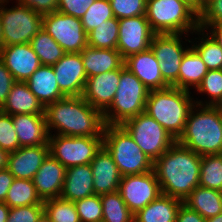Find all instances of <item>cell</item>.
<instances>
[{
  "label": "cell",
  "mask_w": 222,
  "mask_h": 222,
  "mask_svg": "<svg viewBox=\"0 0 222 222\" xmlns=\"http://www.w3.org/2000/svg\"><path fill=\"white\" fill-rule=\"evenodd\" d=\"M10 207L5 202H0V222H7Z\"/></svg>",
  "instance_id": "cell-50"
},
{
  "label": "cell",
  "mask_w": 222,
  "mask_h": 222,
  "mask_svg": "<svg viewBox=\"0 0 222 222\" xmlns=\"http://www.w3.org/2000/svg\"><path fill=\"white\" fill-rule=\"evenodd\" d=\"M66 53H80L88 46V35L81 20L61 12L43 15V27Z\"/></svg>",
  "instance_id": "cell-12"
},
{
  "label": "cell",
  "mask_w": 222,
  "mask_h": 222,
  "mask_svg": "<svg viewBox=\"0 0 222 222\" xmlns=\"http://www.w3.org/2000/svg\"><path fill=\"white\" fill-rule=\"evenodd\" d=\"M121 126L153 162L176 142L173 136L146 112L126 120Z\"/></svg>",
  "instance_id": "cell-9"
},
{
  "label": "cell",
  "mask_w": 222,
  "mask_h": 222,
  "mask_svg": "<svg viewBox=\"0 0 222 222\" xmlns=\"http://www.w3.org/2000/svg\"><path fill=\"white\" fill-rule=\"evenodd\" d=\"M96 195L118 191L121 174L112 155L102 146L90 163Z\"/></svg>",
  "instance_id": "cell-20"
},
{
  "label": "cell",
  "mask_w": 222,
  "mask_h": 222,
  "mask_svg": "<svg viewBox=\"0 0 222 222\" xmlns=\"http://www.w3.org/2000/svg\"><path fill=\"white\" fill-rule=\"evenodd\" d=\"M37 222H52L50 217L44 211L41 216L38 218Z\"/></svg>",
  "instance_id": "cell-54"
},
{
  "label": "cell",
  "mask_w": 222,
  "mask_h": 222,
  "mask_svg": "<svg viewBox=\"0 0 222 222\" xmlns=\"http://www.w3.org/2000/svg\"><path fill=\"white\" fill-rule=\"evenodd\" d=\"M49 135L103 136V113L92 107L82 96L64 97L44 109ZM57 129V130H56Z\"/></svg>",
  "instance_id": "cell-2"
},
{
  "label": "cell",
  "mask_w": 222,
  "mask_h": 222,
  "mask_svg": "<svg viewBox=\"0 0 222 222\" xmlns=\"http://www.w3.org/2000/svg\"><path fill=\"white\" fill-rule=\"evenodd\" d=\"M80 53L87 78L119 69L125 62L117 49H99L87 46Z\"/></svg>",
  "instance_id": "cell-25"
},
{
  "label": "cell",
  "mask_w": 222,
  "mask_h": 222,
  "mask_svg": "<svg viewBox=\"0 0 222 222\" xmlns=\"http://www.w3.org/2000/svg\"><path fill=\"white\" fill-rule=\"evenodd\" d=\"M194 33L198 36L201 35V37L199 36L198 38H195L196 40L190 39L191 46L200 55L207 69H222V48L207 32L205 33L204 29L198 28Z\"/></svg>",
  "instance_id": "cell-30"
},
{
  "label": "cell",
  "mask_w": 222,
  "mask_h": 222,
  "mask_svg": "<svg viewBox=\"0 0 222 222\" xmlns=\"http://www.w3.org/2000/svg\"><path fill=\"white\" fill-rule=\"evenodd\" d=\"M206 222H222V212L214 217L206 219Z\"/></svg>",
  "instance_id": "cell-53"
},
{
  "label": "cell",
  "mask_w": 222,
  "mask_h": 222,
  "mask_svg": "<svg viewBox=\"0 0 222 222\" xmlns=\"http://www.w3.org/2000/svg\"><path fill=\"white\" fill-rule=\"evenodd\" d=\"M146 18L155 34L183 33L199 28V11L191 0H147Z\"/></svg>",
  "instance_id": "cell-5"
},
{
  "label": "cell",
  "mask_w": 222,
  "mask_h": 222,
  "mask_svg": "<svg viewBox=\"0 0 222 222\" xmlns=\"http://www.w3.org/2000/svg\"><path fill=\"white\" fill-rule=\"evenodd\" d=\"M210 0H191L193 6L199 11Z\"/></svg>",
  "instance_id": "cell-52"
},
{
  "label": "cell",
  "mask_w": 222,
  "mask_h": 222,
  "mask_svg": "<svg viewBox=\"0 0 222 222\" xmlns=\"http://www.w3.org/2000/svg\"><path fill=\"white\" fill-rule=\"evenodd\" d=\"M175 222H206L198 212L189 209L185 204H182L178 210Z\"/></svg>",
  "instance_id": "cell-47"
},
{
  "label": "cell",
  "mask_w": 222,
  "mask_h": 222,
  "mask_svg": "<svg viewBox=\"0 0 222 222\" xmlns=\"http://www.w3.org/2000/svg\"><path fill=\"white\" fill-rule=\"evenodd\" d=\"M20 147L12 116L0 110V148L10 153Z\"/></svg>",
  "instance_id": "cell-41"
},
{
  "label": "cell",
  "mask_w": 222,
  "mask_h": 222,
  "mask_svg": "<svg viewBox=\"0 0 222 222\" xmlns=\"http://www.w3.org/2000/svg\"><path fill=\"white\" fill-rule=\"evenodd\" d=\"M102 222H134V214L128 209L119 191L101 195Z\"/></svg>",
  "instance_id": "cell-33"
},
{
  "label": "cell",
  "mask_w": 222,
  "mask_h": 222,
  "mask_svg": "<svg viewBox=\"0 0 222 222\" xmlns=\"http://www.w3.org/2000/svg\"><path fill=\"white\" fill-rule=\"evenodd\" d=\"M118 191L133 214H136L162 194L153 170L142 174L122 176Z\"/></svg>",
  "instance_id": "cell-13"
},
{
  "label": "cell",
  "mask_w": 222,
  "mask_h": 222,
  "mask_svg": "<svg viewBox=\"0 0 222 222\" xmlns=\"http://www.w3.org/2000/svg\"><path fill=\"white\" fill-rule=\"evenodd\" d=\"M44 107L30 91L26 82L16 81L0 110L6 114H45Z\"/></svg>",
  "instance_id": "cell-26"
},
{
  "label": "cell",
  "mask_w": 222,
  "mask_h": 222,
  "mask_svg": "<svg viewBox=\"0 0 222 222\" xmlns=\"http://www.w3.org/2000/svg\"><path fill=\"white\" fill-rule=\"evenodd\" d=\"M65 172L66 168L49 153L33 178L36 192L42 201L60 197Z\"/></svg>",
  "instance_id": "cell-19"
},
{
  "label": "cell",
  "mask_w": 222,
  "mask_h": 222,
  "mask_svg": "<svg viewBox=\"0 0 222 222\" xmlns=\"http://www.w3.org/2000/svg\"><path fill=\"white\" fill-rule=\"evenodd\" d=\"M124 64L149 91L170 87L164 81L160 72L159 62L150 48L144 52L129 56L125 59Z\"/></svg>",
  "instance_id": "cell-21"
},
{
  "label": "cell",
  "mask_w": 222,
  "mask_h": 222,
  "mask_svg": "<svg viewBox=\"0 0 222 222\" xmlns=\"http://www.w3.org/2000/svg\"><path fill=\"white\" fill-rule=\"evenodd\" d=\"M44 212V204L10 208L7 222H37Z\"/></svg>",
  "instance_id": "cell-42"
},
{
  "label": "cell",
  "mask_w": 222,
  "mask_h": 222,
  "mask_svg": "<svg viewBox=\"0 0 222 222\" xmlns=\"http://www.w3.org/2000/svg\"><path fill=\"white\" fill-rule=\"evenodd\" d=\"M183 33L154 34L150 49L159 62L160 72L164 81L170 86L178 88V74L183 55L191 46L189 39L182 41ZM189 43V46L183 42ZM184 46V47H183Z\"/></svg>",
  "instance_id": "cell-11"
},
{
  "label": "cell",
  "mask_w": 222,
  "mask_h": 222,
  "mask_svg": "<svg viewBox=\"0 0 222 222\" xmlns=\"http://www.w3.org/2000/svg\"><path fill=\"white\" fill-rule=\"evenodd\" d=\"M201 159L176 141L153 163L162 194L185 200L199 186Z\"/></svg>",
  "instance_id": "cell-1"
},
{
  "label": "cell",
  "mask_w": 222,
  "mask_h": 222,
  "mask_svg": "<svg viewBox=\"0 0 222 222\" xmlns=\"http://www.w3.org/2000/svg\"><path fill=\"white\" fill-rule=\"evenodd\" d=\"M14 179V176L7 168L0 170V202L5 201L9 187Z\"/></svg>",
  "instance_id": "cell-48"
},
{
  "label": "cell",
  "mask_w": 222,
  "mask_h": 222,
  "mask_svg": "<svg viewBox=\"0 0 222 222\" xmlns=\"http://www.w3.org/2000/svg\"><path fill=\"white\" fill-rule=\"evenodd\" d=\"M9 152L0 148V170L7 168Z\"/></svg>",
  "instance_id": "cell-51"
},
{
  "label": "cell",
  "mask_w": 222,
  "mask_h": 222,
  "mask_svg": "<svg viewBox=\"0 0 222 222\" xmlns=\"http://www.w3.org/2000/svg\"><path fill=\"white\" fill-rule=\"evenodd\" d=\"M195 90L197 94H208L209 99L207 101H198L196 98V100H194L195 104L201 106H222V69L208 70Z\"/></svg>",
  "instance_id": "cell-35"
},
{
  "label": "cell",
  "mask_w": 222,
  "mask_h": 222,
  "mask_svg": "<svg viewBox=\"0 0 222 222\" xmlns=\"http://www.w3.org/2000/svg\"><path fill=\"white\" fill-rule=\"evenodd\" d=\"M222 22V0H210L199 10V24Z\"/></svg>",
  "instance_id": "cell-43"
},
{
  "label": "cell",
  "mask_w": 222,
  "mask_h": 222,
  "mask_svg": "<svg viewBox=\"0 0 222 222\" xmlns=\"http://www.w3.org/2000/svg\"><path fill=\"white\" fill-rule=\"evenodd\" d=\"M26 83L44 108L66 97L60 91L52 66L41 65Z\"/></svg>",
  "instance_id": "cell-24"
},
{
  "label": "cell",
  "mask_w": 222,
  "mask_h": 222,
  "mask_svg": "<svg viewBox=\"0 0 222 222\" xmlns=\"http://www.w3.org/2000/svg\"><path fill=\"white\" fill-rule=\"evenodd\" d=\"M92 195L95 193L91 165L67 168L60 198L75 202Z\"/></svg>",
  "instance_id": "cell-23"
},
{
  "label": "cell",
  "mask_w": 222,
  "mask_h": 222,
  "mask_svg": "<svg viewBox=\"0 0 222 222\" xmlns=\"http://www.w3.org/2000/svg\"><path fill=\"white\" fill-rule=\"evenodd\" d=\"M149 92L124 64L120 68V81L112 104L103 113L105 125H121L126 120L145 112Z\"/></svg>",
  "instance_id": "cell-7"
},
{
  "label": "cell",
  "mask_w": 222,
  "mask_h": 222,
  "mask_svg": "<svg viewBox=\"0 0 222 222\" xmlns=\"http://www.w3.org/2000/svg\"><path fill=\"white\" fill-rule=\"evenodd\" d=\"M103 146L112 155L121 176L142 174L153 170V161L141 151L121 125H105Z\"/></svg>",
  "instance_id": "cell-6"
},
{
  "label": "cell",
  "mask_w": 222,
  "mask_h": 222,
  "mask_svg": "<svg viewBox=\"0 0 222 222\" xmlns=\"http://www.w3.org/2000/svg\"><path fill=\"white\" fill-rule=\"evenodd\" d=\"M81 222H102L101 195H92L74 202Z\"/></svg>",
  "instance_id": "cell-39"
},
{
  "label": "cell",
  "mask_w": 222,
  "mask_h": 222,
  "mask_svg": "<svg viewBox=\"0 0 222 222\" xmlns=\"http://www.w3.org/2000/svg\"><path fill=\"white\" fill-rule=\"evenodd\" d=\"M111 18H114V15L110 2L108 0H95L80 20L88 34Z\"/></svg>",
  "instance_id": "cell-38"
},
{
  "label": "cell",
  "mask_w": 222,
  "mask_h": 222,
  "mask_svg": "<svg viewBox=\"0 0 222 222\" xmlns=\"http://www.w3.org/2000/svg\"><path fill=\"white\" fill-rule=\"evenodd\" d=\"M52 68L60 91L66 97L83 95L87 75L81 53H65Z\"/></svg>",
  "instance_id": "cell-15"
},
{
  "label": "cell",
  "mask_w": 222,
  "mask_h": 222,
  "mask_svg": "<svg viewBox=\"0 0 222 222\" xmlns=\"http://www.w3.org/2000/svg\"><path fill=\"white\" fill-rule=\"evenodd\" d=\"M33 51L39 57L42 65L52 66L64 55V49L43 29L30 41Z\"/></svg>",
  "instance_id": "cell-32"
},
{
  "label": "cell",
  "mask_w": 222,
  "mask_h": 222,
  "mask_svg": "<svg viewBox=\"0 0 222 222\" xmlns=\"http://www.w3.org/2000/svg\"><path fill=\"white\" fill-rule=\"evenodd\" d=\"M199 28L206 29L205 32H209L208 34L222 48V22L217 24H199Z\"/></svg>",
  "instance_id": "cell-49"
},
{
  "label": "cell",
  "mask_w": 222,
  "mask_h": 222,
  "mask_svg": "<svg viewBox=\"0 0 222 222\" xmlns=\"http://www.w3.org/2000/svg\"><path fill=\"white\" fill-rule=\"evenodd\" d=\"M21 147L48 144L49 132L45 114L11 115Z\"/></svg>",
  "instance_id": "cell-22"
},
{
  "label": "cell",
  "mask_w": 222,
  "mask_h": 222,
  "mask_svg": "<svg viewBox=\"0 0 222 222\" xmlns=\"http://www.w3.org/2000/svg\"><path fill=\"white\" fill-rule=\"evenodd\" d=\"M95 0H59L58 12L81 19Z\"/></svg>",
  "instance_id": "cell-44"
},
{
  "label": "cell",
  "mask_w": 222,
  "mask_h": 222,
  "mask_svg": "<svg viewBox=\"0 0 222 222\" xmlns=\"http://www.w3.org/2000/svg\"><path fill=\"white\" fill-rule=\"evenodd\" d=\"M154 34L146 15L119 19L117 50L124 60L144 52L150 48Z\"/></svg>",
  "instance_id": "cell-14"
},
{
  "label": "cell",
  "mask_w": 222,
  "mask_h": 222,
  "mask_svg": "<svg viewBox=\"0 0 222 222\" xmlns=\"http://www.w3.org/2000/svg\"><path fill=\"white\" fill-rule=\"evenodd\" d=\"M8 3L9 0H0L3 47L30 43L43 27V15L18 2L7 8Z\"/></svg>",
  "instance_id": "cell-8"
},
{
  "label": "cell",
  "mask_w": 222,
  "mask_h": 222,
  "mask_svg": "<svg viewBox=\"0 0 222 222\" xmlns=\"http://www.w3.org/2000/svg\"><path fill=\"white\" fill-rule=\"evenodd\" d=\"M208 72L197 51L190 46L183 55L178 74V88L190 91L196 89Z\"/></svg>",
  "instance_id": "cell-29"
},
{
  "label": "cell",
  "mask_w": 222,
  "mask_h": 222,
  "mask_svg": "<svg viewBox=\"0 0 222 222\" xmlns=\"http://www.w3.org/2000/svg\"><path fill=\"white\" fill-rule=\"evenodd\" d=\"M199 186L222 191V154L202 156Z\"/></svg>",
  "instance_id": "cell-36"
},
{
  "label": "cell",
  "mask_w": 222,
  "mask_h": 222,
  "mask_svg": "<svg viewBox=\"0 0 222 222\" xmlns=\"http://www.w3.org/2000/svg\"><path fill=\"white\" fill-rule=\"evenodd\" d=\"M183 204L208 219L222 212V191L197 186Z\"/></svg>",
  "instance_id": "cell-28"
},
{
  "label": "cell",
  "mask_w": 222,
  "mask_h": 222,
  "mask_svg": "<svg viewBox=\"0 0 222 222\" xmlns=\"http://www.w3.org/2000/svg\"><path fill=\"white\" fill-rule=\"evenodd\" d=\"M191 92L175 87L149 92L145 112L177 141L183 134L188 114L195 105Z\"/></svg>",
  "instance_id": "cell-4"
},
{
  "label": "cell",
  "mask_w": 222,
  "mask_h": 222,
  "mask_svg": "<svg viewBox=\"0 0 222 222\" xmlns=\"http://www.w3.org/2000/svg\"><path fill=\"white\" fill-rule=\"evenodd\" d=\"M177 142L201 156L222 154V106L195 104Z\"/></svg>",
  "instance_id": "cell-3"
},
{
  "label": "cell",
  "mask_w": 222,
  "mask_h": 222,
  "mask_svg": "<svg viewBox=\"0 0 222 222\" xmlns=\"http://www.w3.org/2000/svg\"><path fill=\"white\" fill-rule=\"evenodd\" d=\"M42 15L57 12L59 0H16Z\"/></svg>",
  "instance_id": "cell-45"
},
{
  "label": "cell",
  "mask_w": 222,
  "mask_h": 222,
  "mask_svg": "<svg viewBox=\"0 0 222 222\" xmlns=\"http://www.w3.org/2000/svg\"><path fill=\"white\" fill-rule=\"evenodd\" d=\"M120 81V68L88 77L82 97L104 113L112 104Z\"/></svg>",
  "instance_id": "cell-17"
},
{
  "label": "cell",
  "mask_w": 222,
  "mask_h": 222,
  "mask_svg": "<svg viewBox=\"0 0 222 222\" xmlns=\"http://www.w3.org/2000/svg\"><path fill=\"white\" fill-rule=\"evenodd\" d=\"M10 208L44 204L38 196L33 180L14 179L4 201Z\"/></svg>",
  "instance_id": "cell-31"
},
{
  "label": "cell",
  "mask_w": 222,
  "mask_h": 222,
  "mask_svg": "<svg viewBox=\"0 0 222 222\" xmlns=\"http://www.w3.org/2000/svg\"><path fill=\"white\" fill-rule=\"evenodd\" d=\"M2 30H3V26L0 19V51H1V48L3 47Z\"/></svg>",
  "instance_id": "cell-55"
},
{
  "label": "cell",
  "mask_w": 222,
  "mask_h": 222,
  "mask_svg": "<svg viewBox=\"0 0 222 222\" xmlns=\"http://www.w3.org/2000/svg\"><path fill=\"white\" fill-rule=\"evenodd\" d=\"M49 153L66 169L90 164L103 146V136L49 135Z\"/></svg>",
  "instance_id": "cell-10"
},
{
  "label": "cell",
  "mask_w": 222,
  "mask_h": 222,
  "mask_svg": "<svg viewBox=\"0 0 222 222\" xmlns=\"http://www.w3.org/2000/svg\"><path fill=\"white\" fill-rule=\"evenodd\" d=\"M88 46L99 49H117L119 19L111 18L88 34Z\"/></svg>",
  "instance_id": "cell-34"
},
{
  "label": "cell",
  "mask_w": 222,
  "mask_h": 222,
  "mask_svg": "<svg viewBox=\"0 0 222 222\" xmlns=\"http://www.w3.org/2000/svg\"><path fill=\"white\" fill-rule=\"evenodd\" d=\"M15 82L13 75L0 59V108L6 102L10 89Z\"/></svg>",
  "instance_id": "cell-46"
},
{
  "label": "cell",
  "mask_w": 222,
  "mask_h": 222,
  "mask_svg": "<svg viewBox=\"0 0 222 222\" xmlns=\"http://www.w3.org/2000/svg\"><path fill=\"white\" fill-rule=\"evenodd\" d=\"M183 201L161 194L134 214V222H175Z\"/></svg>",
  "instance_id": "cell-27"
},
{
  "label": "cell",
  "mask_w": 222,
  "mask_h": 222,
  "mask_svg": "<svg viewBox=\"0 0 222 222\" xmlns=\"http://www.w3.org/2000/svg\"><path fill=\"white\" fill-rule=\"evenodd\" d=\"M117 19L137 17L146 14L147 0H108Z\"/></svg>",
  "instance_id": "cell-40"
},
{
  "label": "cell",
  "mask_w": 222,
  "mask_h": 222,
  "mask_svg": "<svg viewBox=\"0 0 222 222\" xmlns=\"http://www.w3.org/2000/svg\"><path fill=\"white\" fill-rule=\"evenodd\" d=\"M43 203L44 211L52 222H81L74 202L59 197Z\"/></svg>",
  "instance_id": "cell-37"
},
{
  "label": "cell",
  "mask_w": 222,
  "mask_h": 222,
  "mask_svg": "<svg viewBox=\"0 0 222 222\" xmlns=\"http://www.w3.org/2000/svg\"><path fill=\"white\" fill-rule=\"evenodd\" d=\"M0 59L15 81L21 82H26L42 65L30 43L2 47Z\"/></svg>",
  "instance_id": "cell-16"
},
{
  "label": "cell",
  "mask_w": 222,
  "mask_h": 222,
  "mask_svg": "<svg viewBox=\"0 0 222 222\" xmlns=\"http://www.w3.org/2000/svg\"><path fill=\"white\" fill-rule=\"evenodd\" d=\"M49 154V144L20 147L8 156L7 169L16 179L33 180Z\"/></svg>",
  "instance_id": "cell-18"
}]
</instances>
